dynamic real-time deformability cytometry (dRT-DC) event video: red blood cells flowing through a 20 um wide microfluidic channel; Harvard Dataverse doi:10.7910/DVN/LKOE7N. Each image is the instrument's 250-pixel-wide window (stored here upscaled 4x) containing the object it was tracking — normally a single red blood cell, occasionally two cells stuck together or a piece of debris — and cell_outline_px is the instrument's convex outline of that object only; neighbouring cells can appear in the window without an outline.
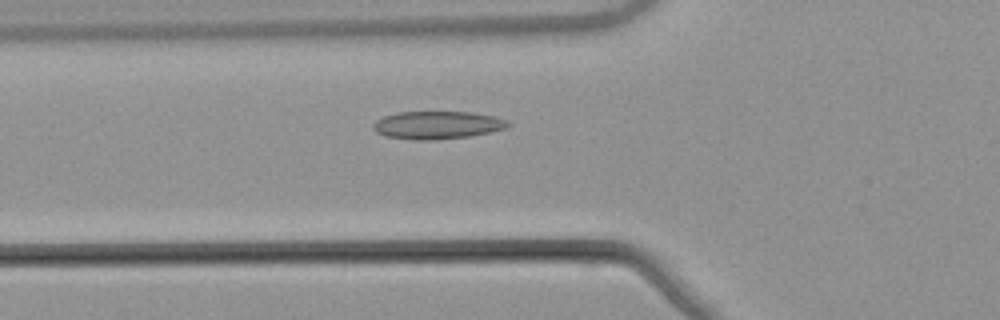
{"species": "common noctule bat (a hibernating species)", "species_latin": "Nyctalus noctula", "temperature_condition": "warm", "stored_images_in_passage": 46, "camera_frame_rate_fps": 3000, "um_per_image_px": 0.085, "animal": {"sex": "male", "body_mass_g": 21.5, "forearm_length_mm": 52.0}, "frame": {"image": 1, "passage_image": 12, "time_ms": 3.667, "image_size_px": [1000, 320], "cell_outline_px": [[512, 124], [508, 128], [492, 132], [468, 136], [436, 140], [416, 140], [384, 136], [376, 132], [372, 128], [372, 124], [376, 120], [384, 116], [396, 112], [472, 112], [496, 116], [508, 120]], "centroid_in_image_um": [37.2, 10.63], "position_along_channel_um": 88.6, "area_um2": 22.2}}
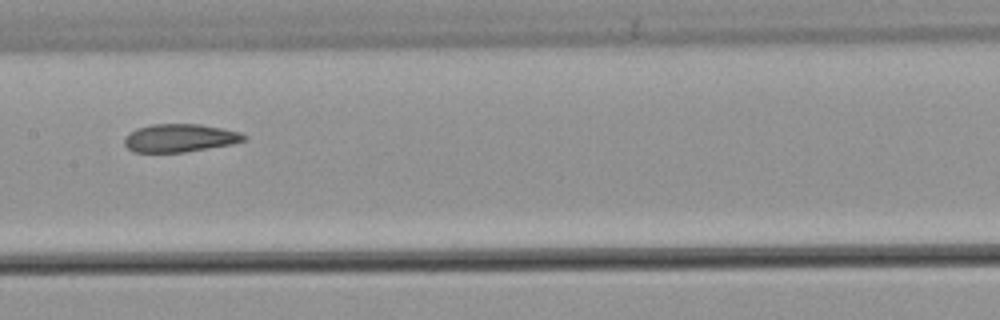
{"frame": {"image": 2, "passage_image": 20, "time_ms": 6.333, "image_size_px": [1000, 320], "cell_outline_px": [[248, 140], [232, 144], [184, 152], [132, 152], [124, 144], [124, 140], [128, 132], [136, 128], [152, 124], [200, 124], [240, 132], [248, 136]], "centroid_in_image_um": [15.28, 11.73], "position_along_channel_um": 192.1, "area_um2": 19.65}}
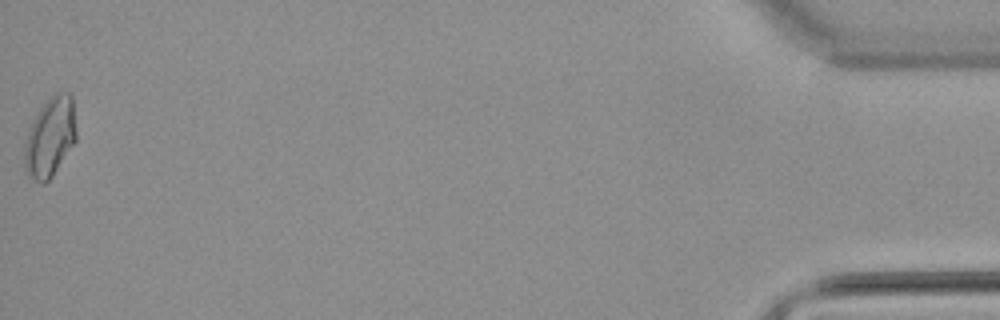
{"frame": {"image": 3, "passage_image": 46, "time_ms": 15.0, "image_size_px": [1000, 320], "cell_outline_px": [[76, 140], [52, 176], [44, 184], [40, 184], [28, 176], [24, 168], [24, 144], [32, 120], [36, 112], [56, 92], [72, 92], [76, 132]], "centroid_in_image_um": [4.24, 11.66], "position_along_channel_um": 431.0, "area_um2": 24.1}, "authors_computed_cell_mechanics": {"area_um2": 20.4323, "velocity_mm_per_s": 3.8612, "shape_relaxation_time_tau1_ms": null, "shape_relaxation_time_tau2_ms": 1.8996, "deformation_change_tau1": null, "deformation_change_tau2": 0.0694}}